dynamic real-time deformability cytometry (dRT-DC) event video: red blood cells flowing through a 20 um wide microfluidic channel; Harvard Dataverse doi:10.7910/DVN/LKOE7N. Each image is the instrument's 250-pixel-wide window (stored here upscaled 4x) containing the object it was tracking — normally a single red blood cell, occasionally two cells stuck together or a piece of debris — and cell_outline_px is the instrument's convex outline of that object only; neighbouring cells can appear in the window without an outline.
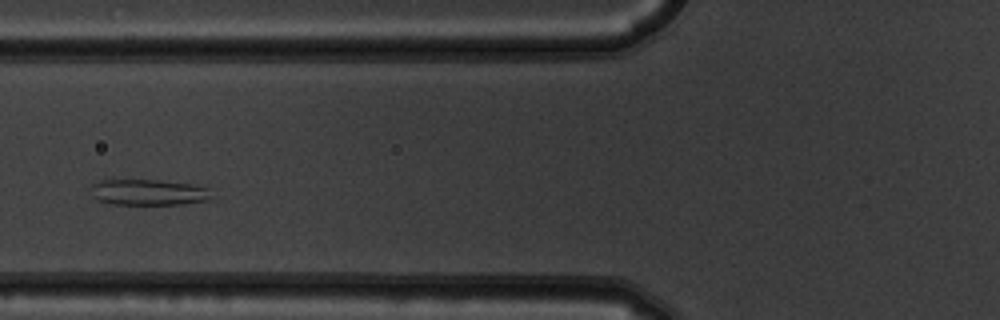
{"species": "common noctule bat (a hibernating species)", "species_latin": "Nyctalus noctula", "temperature_condition": "warm", "stored_images_in_passage": 4, "camera_frame_rate_fps": 3000, "um_per_image_px": 0.085, "animal": {"sex": "male", "body_mass_g": 19.5, "forearm_length_mm": 54.6}, "frame": {"image": 1, "passage_image": 4, "time_ms": 1.0, "image_size_px": [1000, 320], "cell_outline_px": [[212, 196], [208, 200], [184, 204], [112, 204], [96, 200], [92, 196], [92, 184], [100, 180], [160, 180], [192, 184], [208, 188]], "centroid_in_image_um": [12.61, 16.34], "position_along_channel_um": 113.2, "area_um2": 18.26}}